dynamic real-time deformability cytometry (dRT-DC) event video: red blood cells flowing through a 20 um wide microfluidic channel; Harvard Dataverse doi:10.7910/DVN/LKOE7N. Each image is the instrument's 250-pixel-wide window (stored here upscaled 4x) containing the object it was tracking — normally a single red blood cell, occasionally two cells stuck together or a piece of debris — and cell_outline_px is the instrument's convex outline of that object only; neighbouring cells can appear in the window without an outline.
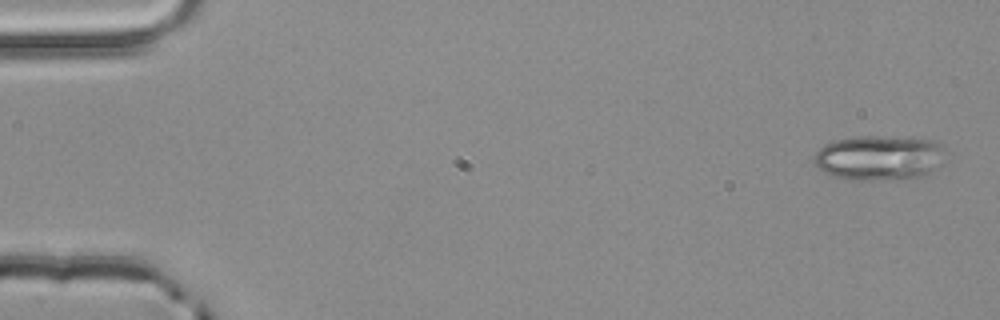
{"species": "common noctule bat (a hibernating species)", "species_latin": "Nyctalus noctula", "temperature_condition": "room temperature", "stored_images_in_passage": 4, "camera_frame_rate_fps": 3000, "um_per_image_px": 0.085, "animal": {"sex": "male", "body_mass_g": 20.4}, "frame": {"image": 1, "passage_image": 1, "time_ms": 0.0, "image_size_px": [1000, 320], "cell_outline_px": [[940, 164], [928, 172], [920, 176], [904, 180], [848, 180], [832, 176], [824, 172], [812, 160], [812, 156], [824, 144], [836, 140], [856, 136], [876, 136], [936, 140], [940, 144]], "centroid_in_image_um": [74.63, 13.42], "position_along_channel_um": 10.4, "area_um2": 34.22}}